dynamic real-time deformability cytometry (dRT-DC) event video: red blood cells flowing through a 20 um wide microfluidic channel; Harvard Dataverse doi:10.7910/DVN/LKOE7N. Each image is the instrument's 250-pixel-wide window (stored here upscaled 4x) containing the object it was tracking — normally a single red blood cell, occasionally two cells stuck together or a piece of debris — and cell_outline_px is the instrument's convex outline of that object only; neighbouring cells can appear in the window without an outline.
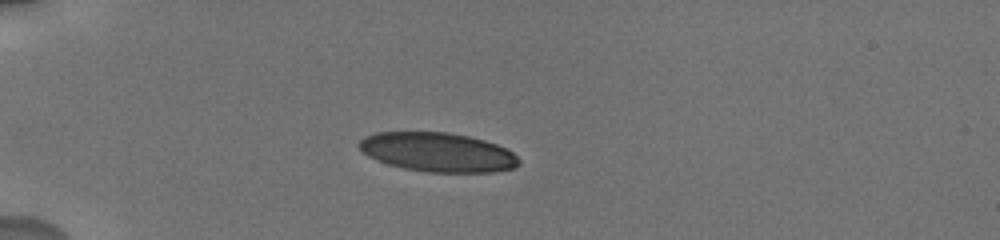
{"species": "human", "species_latin": "Homo sapiens", "temperature_condition": "cold", "stored_images_in_passage": 7, "camera_frame_rate_fps": 3000, "um_per_image_px": 0.085, "donor": {"sex": "male"}, "frame": {"image": 1, "passage_image": 4, "time_ms": 4.0, "image_size_px": [1000, 240], "cell_outline_px": [[520, 164], [516, 168], [492, 172], [428, 172], [404, 168], [388, 164], [376, 160], [368, 156], [356, 144], [364, 136], [376, 132], [448, 132], [468, 136], [484, 140], [496, 144], [512, 152], [520, 160]], "centroid_in_image_um": [37.2, 12.93], "position_along_channel_um": 47.8, "area_um2": 36.53}}
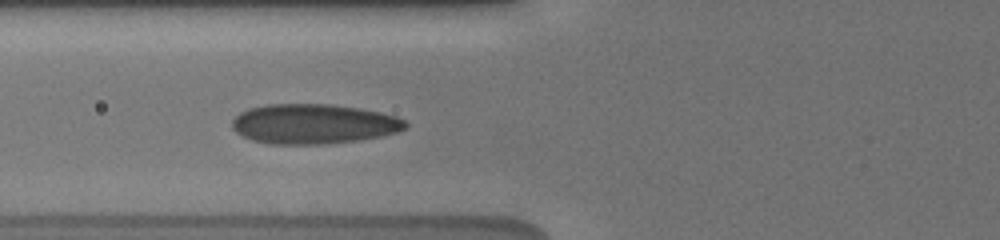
{"frame": {"image": 2, "passage_image": 6, "time_ms": 6.333, "image_size_px": [1000, 240], "cell_outline_px": [[408, 128], [396, 132], [380, 136], [360, 140], [324, 144], [268, 144], [252, 140], [236, 132], [232, 128], [232, 120], [240, 112], [248, 108], [268, 104], [332, 104], [360, 108], [380, 112], [396, 116], [404, 120], [408, 124]], "centroid_in_image_um": [26.66, 10.53], "position_along_channel_um": 99.1, "area_um2": 40.46}}
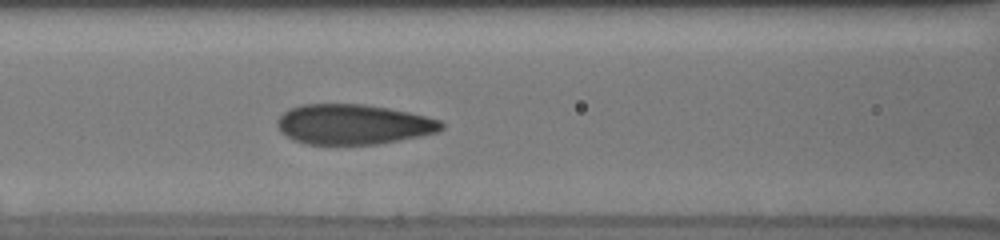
{"frame": {"image": 3, "passage_image": 7, "time_ms": 7.333, "image_size_px": [1000, 240], "cell_outline_px": [[444, 128], [436, 132], [424, 136], [376, 144], [308, 144], [292, 140], [280, 132], [276, 124], [276, 120], [288, 108], [300, 104], [364, 104], [388, 108], [408, 112], [440, 120], [444, 124]], "centroid_in_image_um": [30.0, 10.57], "position_along_channel_um": 136.6, "area_um2": 38.55}}